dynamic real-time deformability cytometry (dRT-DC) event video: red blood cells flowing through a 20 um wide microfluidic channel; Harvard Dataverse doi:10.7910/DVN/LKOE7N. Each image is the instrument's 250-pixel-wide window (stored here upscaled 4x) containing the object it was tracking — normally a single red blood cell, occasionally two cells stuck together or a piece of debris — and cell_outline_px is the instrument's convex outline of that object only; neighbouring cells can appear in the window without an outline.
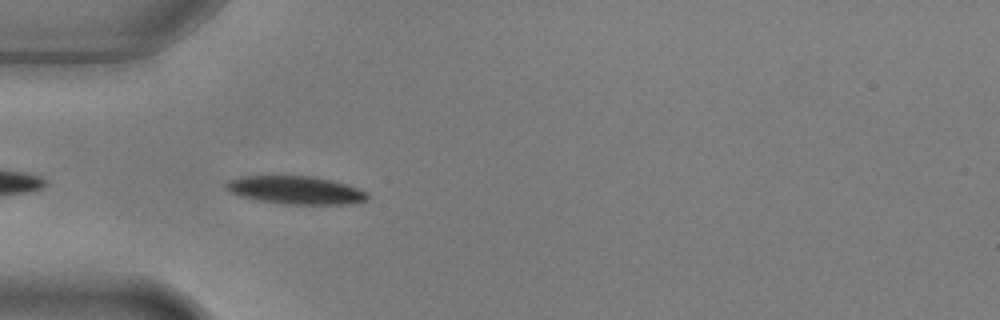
{"species": "common noctule bat (a hibernating species)", "species_latin": "Nyctalus noctula", "temperature_condition": "warm", "stored_images_in_passage": 5, "camera_frame_rate_fps": 3000, "um_per_image_px": 0.085, "animal": {"sex": "male", "body_mass_g": 17.9, "forearm_length_mm": 54.2}, "frame": {"image": 1, "passage_image": 4, "time_ms": 1.0, "image_size_px": [1000, 320], "cell_outline_px": [[368, 200], [352, 204], [284, 204], [256, 200], [240, 196], [224, 188], [224, 184], [228, 180], [240, 176], [312, 176], [332, 180], [348, 184], [368, 192]], "centroid_in_image_um": [25.14, 16.16], "position_along_channel_um": 59.9, "area_um2": 23.35}}
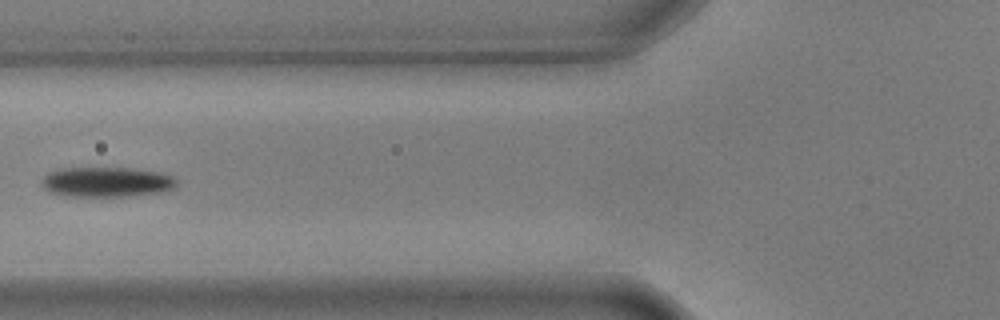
{"frame": {"image": 2, "passage_image": 5, "time_ms": 1.333, "image_size_px": [1000, 320], "cell_outline_px": [[176, 184], [172, 188], [160, 192], [128, 196], [68, 196], [52, 192], [44, 188], [40, 180], [48, 172], [60, 168], [128, 168], [160, 172], [172, 176], [176, 180]], "centroid_in_image_um": [9.03, 15.46], "position_along_channel_um": 116.8, "area_um2": 23.41}}